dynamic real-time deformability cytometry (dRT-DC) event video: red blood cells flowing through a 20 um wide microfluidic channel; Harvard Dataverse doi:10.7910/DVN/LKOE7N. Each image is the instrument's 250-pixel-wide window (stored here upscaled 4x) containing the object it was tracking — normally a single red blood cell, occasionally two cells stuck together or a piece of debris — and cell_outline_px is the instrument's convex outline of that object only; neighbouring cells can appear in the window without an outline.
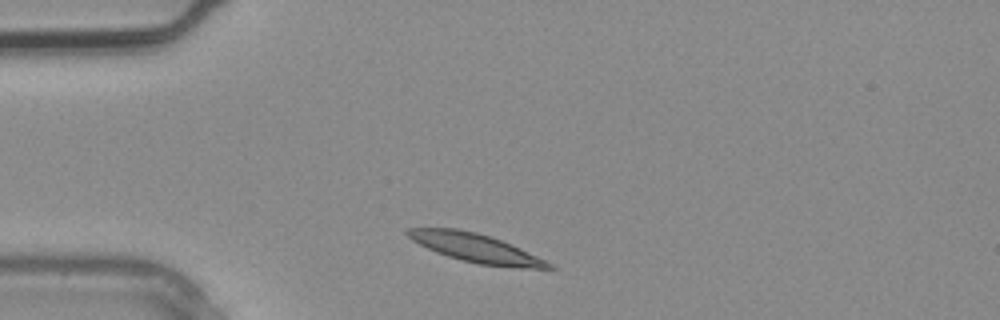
{"species": "common noctule bat (a hibernating species)", "species_latin": "Nyctalus noctula", "temperature_condition": "warm", "stored_images_in_passage": 1, "camera_frame_rate_fps": 3000, "um_per_image_px": 0.085, "animal": {"sex": "male", "body_mass_g": 20.4}, "frame": {"image": 1, "passage_image": 1, "time_ms": 0.0, "image_size_px": [1000, 320], "cell_outline_px": [[556, 268], [528, 268], [480, 264], [460, 260], [436, 252], [412, 240], [404, 232], [408, 228], [456, 228], [476, 232], [512, 244], [552, 264]], "centroid_in_image_um": [40.39, 21.07], "position_along_channel_um": 44.6, "area_um2": 23.06}}